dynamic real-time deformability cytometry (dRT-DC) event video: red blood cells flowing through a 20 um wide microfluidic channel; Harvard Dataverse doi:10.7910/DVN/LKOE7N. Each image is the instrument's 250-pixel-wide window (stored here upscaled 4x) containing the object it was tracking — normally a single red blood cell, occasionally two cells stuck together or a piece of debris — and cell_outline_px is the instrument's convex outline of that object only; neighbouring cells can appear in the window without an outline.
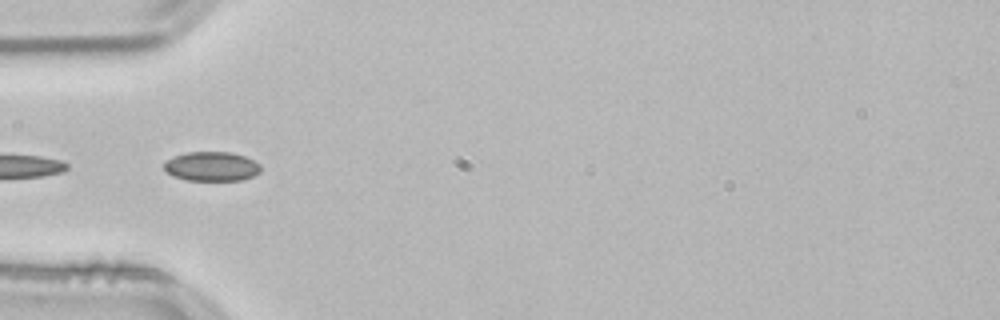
{"species": "common noctule bat (a hibernating species)", "species_latin": "Nyctalus noctula", "temperature_condition": "room temperature", "stored_images_in_passage": 38, "segment_of_instrument_passage": [2, 2], "camera_frame_rate_fps": 3000, "um_per_image_px": 0.085, "animal": {"sex": "male", "body_mass_g": 21.5, "forearm_length_mm": 52.0}, "frame": {"image": 1, "passage_image": 15, "time_ms": 4.667, "image_size_px": [1000, 320], "cell_outline_px": [[260, 172], [252, 176], [240, 180], [188, 180], [172, 176], [164, 172], [164, 160], [172, 156], [188, 152], [232, 152], [244, 156], [260, 164]], "centroid_in_image_um": [17.93, 14.14], "position_along_channel_um": 67.1, "area_um2": 16.65}}